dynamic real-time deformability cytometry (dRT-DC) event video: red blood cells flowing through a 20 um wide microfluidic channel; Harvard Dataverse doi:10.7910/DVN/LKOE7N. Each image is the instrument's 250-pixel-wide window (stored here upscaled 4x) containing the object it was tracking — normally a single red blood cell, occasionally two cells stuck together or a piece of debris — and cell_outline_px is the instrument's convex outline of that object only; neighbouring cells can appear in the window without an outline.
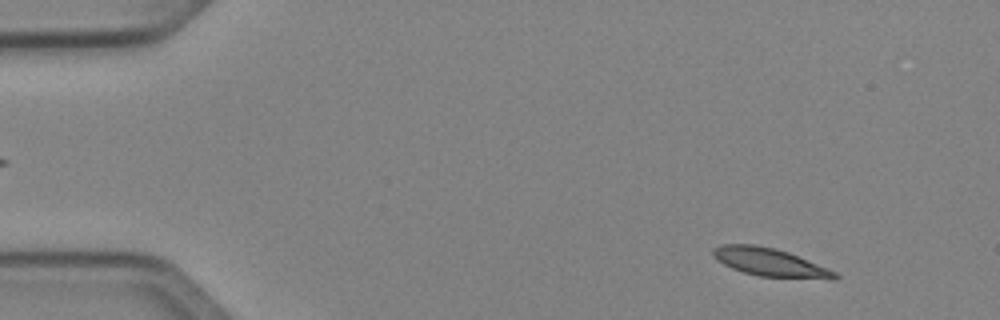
{"species": "Egyptian fruit bat (a non-hibernating species)", "species_latin": "Rousettus aegyptiacus", "temperature_condition": "cold", "stored_images_in_passage": 50, "camera_frame_rate_fps": 3000, "um_per_image_px": 0.085, "animal": {"sex": "female"}, "frame": {"image": 1, "passage_image": 5, "time_ms": 1.333, "image_size_px": [1000, 320], "cell_outline_px": [[840, 276], [836, 280], [832, 280], [760, 276], [744, 272], [732, 268], [716, 260], [712, 256], [712, 248], [720, 244], [756, 244], [776, 248], [788, 252], [828, 268], [836, 272]], "centroid_in_image_um": [65.45, 22.29], "position_along_channel_um": 19.5, "area_um2": 20.23}}
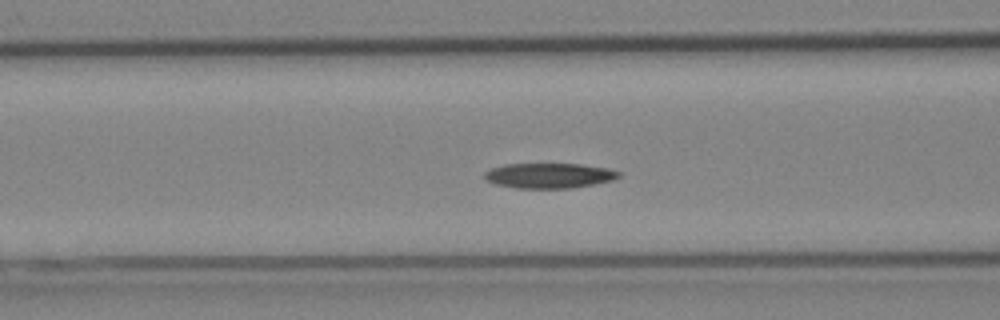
{"frame": {"image": 2, "passage_image": 20, "time_ms": 6.333, "image_size_px": [1000, 320], "cell_outline_px": [[620, 176], [612, 180], [572, 188], [516, 188], [496, 184], [484, 180], [484, 172], [492, 168], [504, 164], [580, 164], [608, 168], [620, 172]], "centroid_in_image_um": [46.64, 14.92], "position_along_channel_um": 120.0, "area_um2": 19.59}}
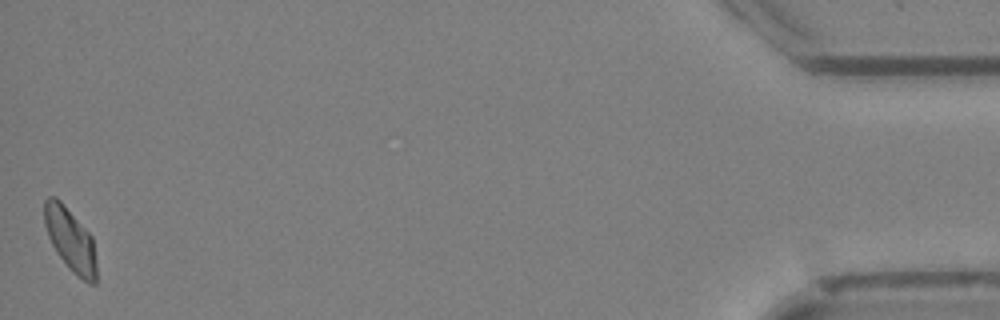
{"frame": {"image": 3, "passage_image": 50, "time_ms": 16.333, "image_size_px": [1000, 320], "cell_outline_px": [[96, 284], [88, 284], [76, 276], [68, 268], [52, 244], [48, 236], [44, 224], [44, 200], [48, 196], [56, 196], [60, 200], [92, 236], [96, 260]], "centroid_in_image_um": [5.98, 20.39], "position_along_channel_um": 429.2, "area_um2": 19.25}, "authors_computed_cell_mechanics": {"area_um2": 19.5653, "velocity_mm_per_s": 4.0098, "shape_relaxation_time_tau1_ms": 6.1579, "shape_relaxation_time_tau2_ms": null, "deformation_change_tau1": 0.1449, "deformation_change_tau2": null}}